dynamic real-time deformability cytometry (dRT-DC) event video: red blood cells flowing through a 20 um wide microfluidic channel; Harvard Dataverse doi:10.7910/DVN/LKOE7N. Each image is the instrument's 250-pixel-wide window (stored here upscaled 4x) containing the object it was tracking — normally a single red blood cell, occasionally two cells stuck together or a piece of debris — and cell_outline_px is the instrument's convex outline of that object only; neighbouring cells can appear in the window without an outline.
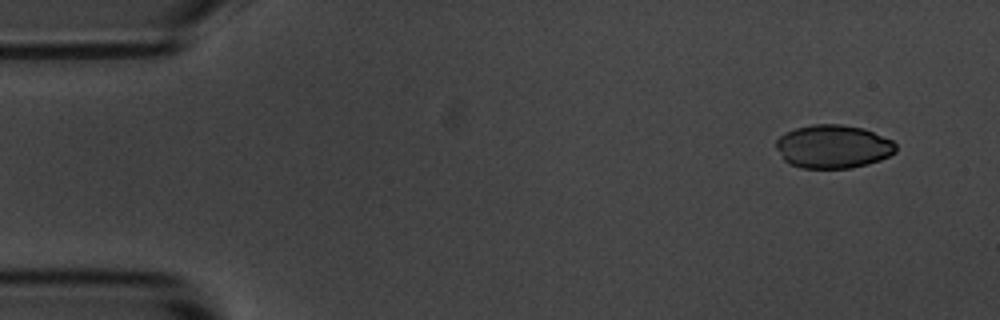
{"species": "common noctule bat (a hibernating species)", "species_latin": "Nyctalus noctula", "temperature_condition": "room temperature", "stored_images_in_passage": 4, "camera_frame_rate_fps": 3000, "um_per_image_px": 0.085, "animal": {"sex": "male", "body_mass_g": 20.1, "forearm_length_mm": 53.5}, "frame": {"image": 1, "passage_image": 1, "time_ms": 0.0, "image_size_px": [1000, 320], "cell_outline_px": [[896, 152], [880, 160], [868, 164], [852, 168], [800, 168], [788, 164], [784, 160], [776, 148], [776, 140], [784, 132], [796, 128], [812, 124], [840, 124], [864, 128], [892, 140], [896, 144]], "centroid_in_image_um": [70.8, 12.46], "position_along_channel_um": 14.2, "area_um2": 30.52}}